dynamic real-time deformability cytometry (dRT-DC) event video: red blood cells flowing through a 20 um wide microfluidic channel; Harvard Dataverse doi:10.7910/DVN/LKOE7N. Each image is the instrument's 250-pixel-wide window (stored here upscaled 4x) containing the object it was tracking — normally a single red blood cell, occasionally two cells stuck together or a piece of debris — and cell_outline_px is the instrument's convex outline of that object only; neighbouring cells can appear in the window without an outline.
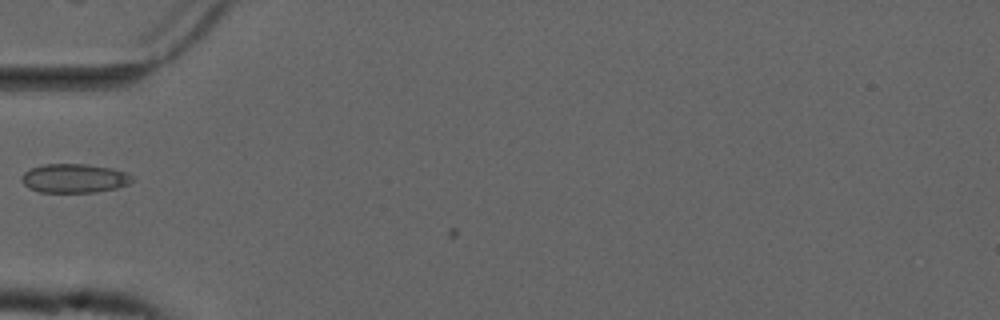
{"species": "common noctule bat (a hibernating species)", "species_latin": "Nyctalus noctula", "temperature_condition": "cold", "stored_images_in_passage": 7, "camera_frame_rate_fps": 3000, "um_per_image_px": 0.085, "animal": {"sex": "male", "forearm_length_mm": 52.5}, "frame": {"image": 1, "passage_image": 6, "time_ms": 1.667, "image_size_px": [1000, 320], "cell_outline_px": [[136, 180], [128, 184], [116, 188], [96, 192], [40, 192], [28, 188], [20, 180], [20, 176], [24, 172], [32, 168], [44, 164], [88, 164], [112, 168], [136, 176]], "centroid_in_image_um": [6.34, 15.15], "position_along_channel_um": 78.7, "area_um2": 18.9}}